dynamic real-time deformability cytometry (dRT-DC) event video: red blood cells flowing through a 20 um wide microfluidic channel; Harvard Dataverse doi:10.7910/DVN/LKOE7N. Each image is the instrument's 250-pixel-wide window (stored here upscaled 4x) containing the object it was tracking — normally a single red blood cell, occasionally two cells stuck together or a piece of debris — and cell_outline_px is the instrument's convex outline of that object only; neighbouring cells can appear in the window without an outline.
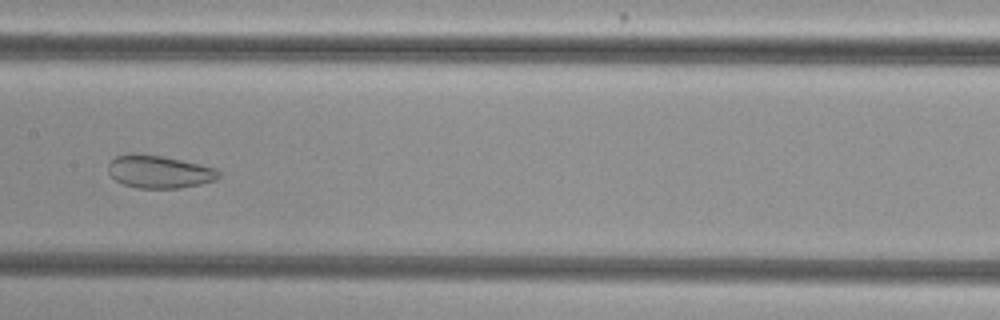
{"species": "common noctule bat (a hibernating species)", "species_latin": "Nyctalus noctula", "temperature_condition": "cold", "stored_images_in_passage": 43, "camera_frame_rate_fps": 3000, "um_per_image_px": 0.085, "animal": {"sex": "female", "body_mass_g": 29.2, "forearm_length_mm": 56.3}, "frame": {"image": 1, "passage_image": 16, "time_ms": 5.0, "image_size_px": [1000, 320], "cell_outline_px": [[220, 176], [216, 180], [200, 184], [180, 188], [136, 188], [124, 184], [116, 180], [108, 172], [108, 164], [116, 156], [132, 152], [136, 152], [164, 156], [200, 164], [216, 168], [220, 172]], "centroid_in_image_um": [13.53, 14.58], "position_along_channel_um": 193.9, "area_um2": 21.33}}
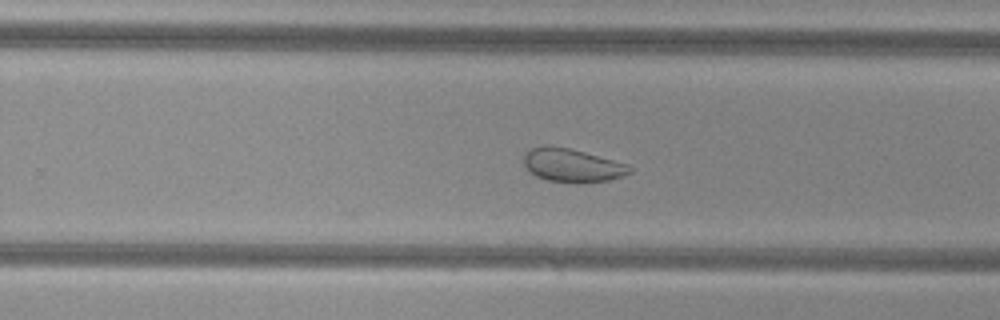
{"frame": {"image": 2, "passage_image": 23, "time_ms": 7.333, "image_size_px": [1000, 320], "cell_outline_px": [[632, 172], [608, 180], [576, 184], [548, 180], [536, 176], [528, 172], [524, 164], [524, 156], [532, 148], [544, 144], [548, 144], [568, 148], [584, 152], [628, 164], [632, 168]], "centroid_in_image_um": [48.61, 14.06], "position_along_channel_um": 281.2, "area_um2": 20.69}}
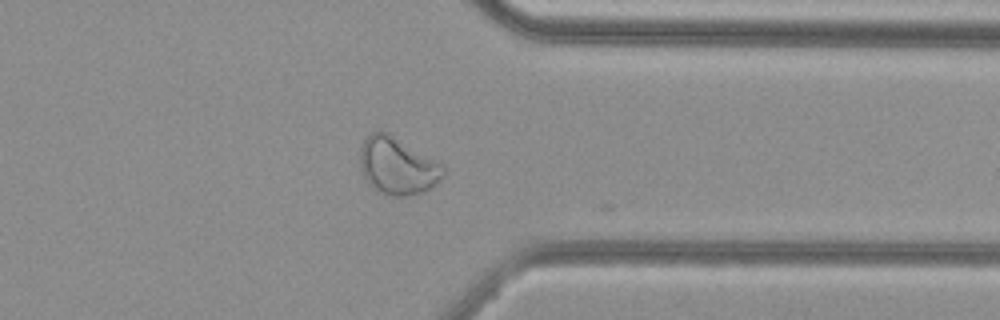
{"frame": {"image": 3, "passage_image": 31, "time_ms": 10.0, "image_size_px": [1000, 320], "cell_outline_px": [[444, 176], [436, 184], [424, 192], [408, 196], [392, 196], [376, 192], [368, 184], [360, 168], [360, 148], [364, 140], [372, 132], [388, 132], [444, 164]], "centroid_in_image_um": [33.79, 14.12], "position_along_channel_um": 377.6, "area_um2": 28.09}, "authors_computed_cell_mechanics": {"area_um2": 26.3568, "velocity_mm_per_s": 3.7521, "shape_relaxation_time_tau1_ms": null, "shape_relaxation_time_tau2_ms": 1.7693, "deformation_change_tau1": null, "deformation_change_tau2": 0.072}}